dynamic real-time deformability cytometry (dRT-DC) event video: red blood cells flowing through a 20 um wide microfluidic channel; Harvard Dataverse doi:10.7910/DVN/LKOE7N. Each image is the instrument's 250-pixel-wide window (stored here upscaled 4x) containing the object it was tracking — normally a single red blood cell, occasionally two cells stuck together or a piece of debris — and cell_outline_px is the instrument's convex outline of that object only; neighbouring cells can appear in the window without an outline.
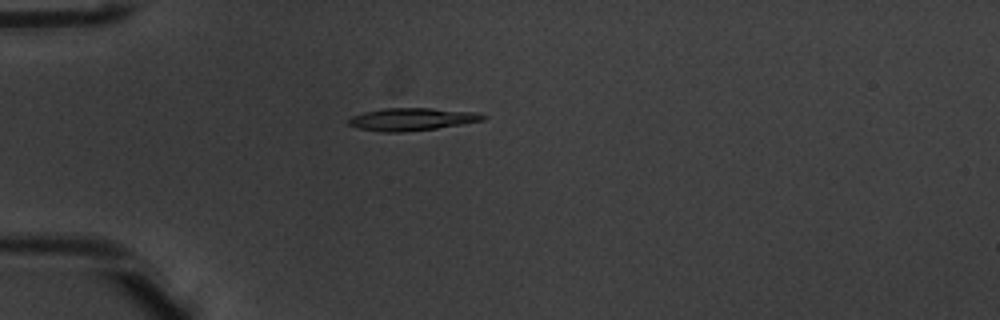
{"species": "common noctule bat (a hibernating species)", "species_latin": "Nyctalus noctula", "temperature_condition": "warm", "stored_images_in_passage": 5, "camera_frame_rate_fps": 3000, "um_per_image_px": 0.085, "animal": {"sex": "male", "body_mass_g": 20.1, "forearm_length_mm": 53.5}, "frame": {"image": 1, "passage_image": 5, "time_ms": 1.333, "image_size_px": [1000, 320], "cell_outline_px": [[488, 116], [484, 120], [436, 128], [400, 132], [380, 132], [360, 128], [348, 124], [348, 120], [352, 116], [364, 112], [384, 108], [432, 108], [476, 112]], "centroid_in_image_um": [35.02, 10.13], "position_along_channel_um": 50.0, "area_um2": 17.51}}